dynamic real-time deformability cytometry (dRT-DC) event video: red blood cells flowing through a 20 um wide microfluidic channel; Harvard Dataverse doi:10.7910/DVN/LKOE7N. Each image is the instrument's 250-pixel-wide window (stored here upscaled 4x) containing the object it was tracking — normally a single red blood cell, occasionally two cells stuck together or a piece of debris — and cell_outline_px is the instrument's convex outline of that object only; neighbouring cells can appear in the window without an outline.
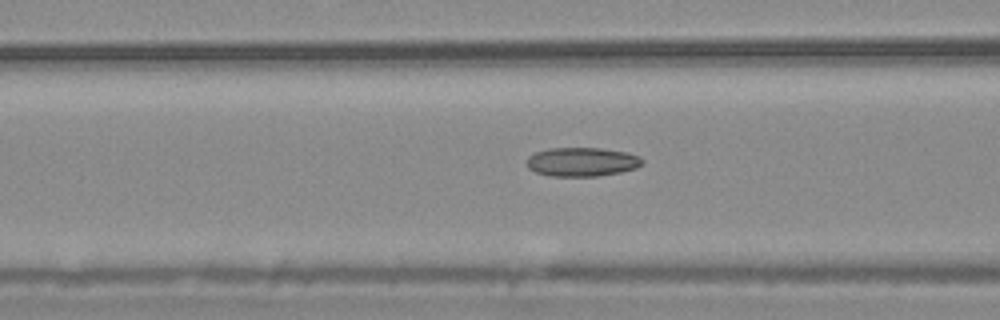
{"species": "common noctule bat (a hibernating species)", "species_latin": "Nyctalus noctula", "temperature_condition": "warm", "stored_images_in_passage": 53, "camera_frame_rate_fps": 3000, "um_per_image_px": 0.085, "animal": {"sex": "male", "body_mass_g": 20.4}, "frame": {"image": 1, "passage_image": 22, "time_ms": 7.0, "image_size_px": [1000, 320], "cell_outline_px": [[644, 164], [636, 168], [620, 172], [596, 176], [552, 176], [536, 172], [528, 168], [528, 156], [536, 152], [548, 148], [600, 148], [628, 152], [640, 156], [644, 160]], "centroid_in_image_um": [49.51, 13.75], "position_along_channel_um": 117.1, "area_um2": 19.54}}
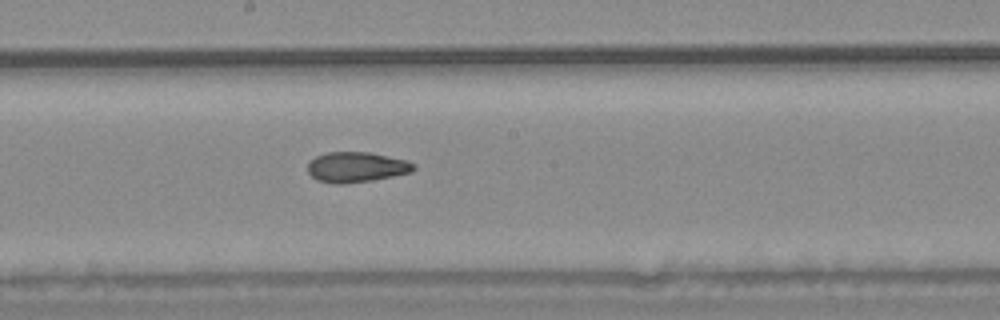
{"frame": {"image": 2, "passage_image": 30, "time_ms": 9.667, "image_size_px": [1000, 320], "cell_outline_px": [[416, 168], [412, 172], [372, 180], [344, 184], [332, 184], [316, 180], [308, 172], [308, 164], [316, 156], [328, 152], [368, 152], [408, 160], [416, 164]], "centroid_in_image_um": [30.31, 14.21], "position_along_channel_um": 217.9, "area_um2": 18.79}}
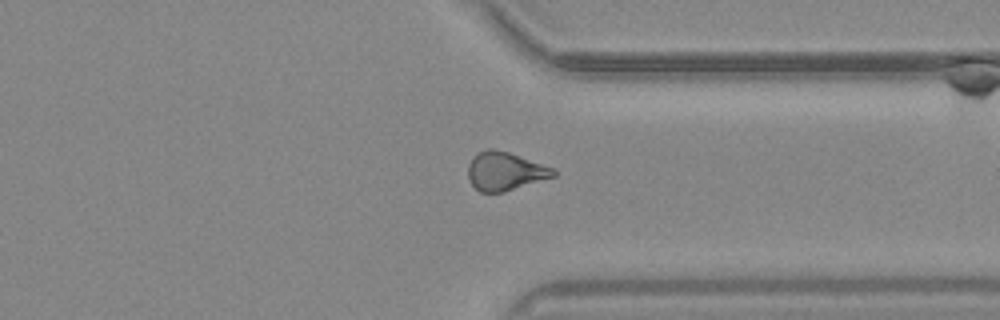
{"frame": {"image": 3, "passage_image": 42, "time_ms": 13.667, "image_size_px": [1000, 320], "cell_outline_px": [[556, 176], [504, 192], [480, 192], [472, 184], [468, 176], [468, 164], [472, 156], [488, 148], [492, 148], [508, 152], [556, 168]], "centroid_in_image_um": [42.95, 14.55], "position_along_channel_um": 368.5, "area_um2": 19.19}, "authors_computed_cell_mechanics": {"area_um2": 19.5364, "velocity_mm_per_s": 3.7849, "shape_relaxation_time_tau1_ms": null, "shape_relaxation_time_tau2_ms": 3.4451, "deformation_change_tau1": null, "deformation_change_tau2": 0.1023}}